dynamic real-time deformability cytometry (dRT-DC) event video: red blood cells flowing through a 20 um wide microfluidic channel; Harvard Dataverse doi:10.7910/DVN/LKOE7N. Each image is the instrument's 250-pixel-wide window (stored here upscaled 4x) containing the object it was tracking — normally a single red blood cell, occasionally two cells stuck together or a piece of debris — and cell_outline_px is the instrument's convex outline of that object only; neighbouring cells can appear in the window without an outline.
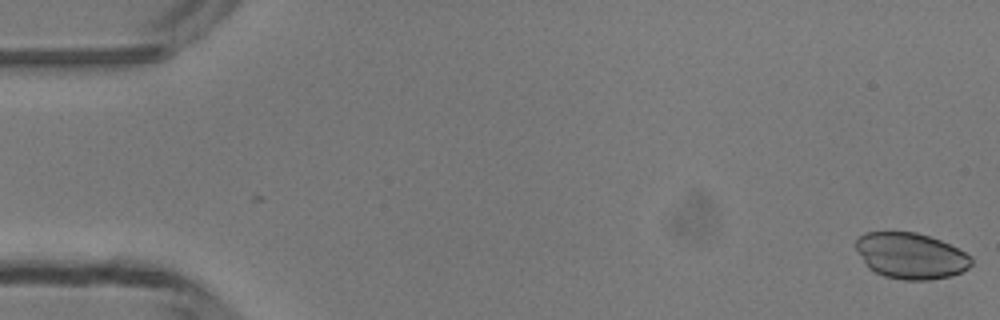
{"species": "common noctule bat (a hibernating species)", "species_latin": "Nyctalus noctula", "temperature_condition": "room temperature", "stored_images_in_passage": 49, "camera_frame_rate_fps": 3000, "um_per_image_px": 0.085, "animal": {"sex": "male", "body_mass_g": 13.3}, "frame": {"image": 1, "passage_image": 1, "time_ms": 0.0, "image_size_px": [1000, 320], "cell_outline_px": [[972, 264], [964, 272], [948, 276], [928, 280], [904, 280], [884, 276], [868, 268], [864, 264], [856, 248], [856, 240], [864, 232], [916, 232], [940, 240], [972, 256]], "centroid_in_image_um": [77.41, 21.75], "position_along_channel_um": 7.6, "area_um2": 30.92}}
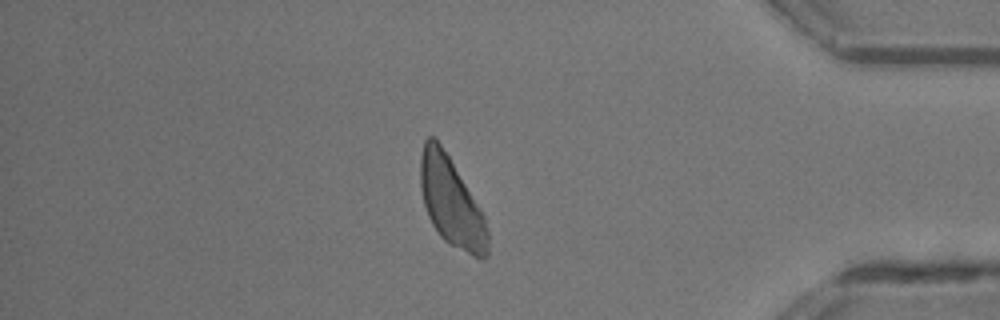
{"frame": {"image": 2, "passage_image": 42, "time_ms": 13.667, "image_size_px": [1000, 320], "cell_outline_px": [[488, 256], [484, 260], [480, 260], [448, 244], [440, 236], [432, 224], [428, 216], [424, 204], [420, 188], [420, 156], [424, 140], [428, 136], [432, 136], [440, 144], [448, 156], [480, 208], [484, 216], [488, 232]], "centroid_in_image_um": [38.35, 17.22], "position_along_channel_um": 396.8, "area_um2": 34.85}}
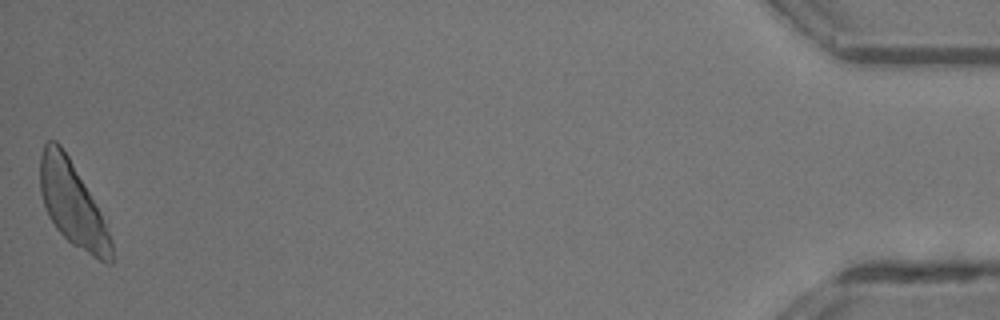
{"frame": {"image": 3, "passage_image": 49, "time_ms": 16.0, "image_size_px": [1000, 320], "cell_outline_px": [[112, 264], [108, 264], [92, 256], [72, 244], [56, 228], [48, 216], [40, 192], [40, 156], [44, 144], [48, 140], [56, 140], [60, 144], [68, 156], [100, 212], [112, 240]], "centroid_in_image_um": [6.14, 17.35], "position_along_channel_um": 429.1, "area_um2": 34.28}}